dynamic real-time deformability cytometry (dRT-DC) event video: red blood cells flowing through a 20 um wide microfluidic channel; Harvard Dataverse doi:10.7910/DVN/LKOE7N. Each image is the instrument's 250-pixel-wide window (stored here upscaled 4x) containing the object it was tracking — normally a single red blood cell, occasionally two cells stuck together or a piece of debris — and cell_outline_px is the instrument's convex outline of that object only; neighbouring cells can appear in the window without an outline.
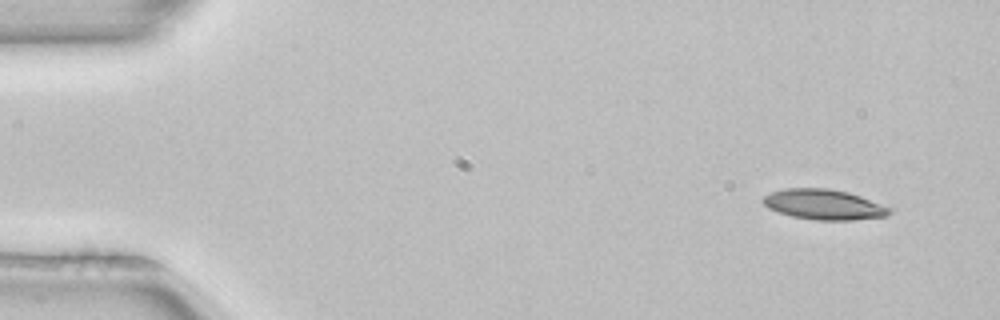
{"species": "common noctule bat (a hibernating species)", "species_latin": "Nyctalus noctula", "temperature_condition": "room temperature", "stored_images_in_passage": 3, "camera_frame_rate_fps": 3000, "um_per_image_px": 0.085, "animal": {"sex": "female", "body_mass_g": 22.7, "forearm_length_mm": 54.2}, "frame": {"image": 1, "passage_image": 1, "time_ms": 0.0, "image_size_px": [1000, 320], "cell_outline_px": [[892, 212], [888, 216], [852, 220], [816, 220], [792, 216], [768, 208], [760, 200], [764, 196], [772, 192], [784, 188], [828, 188], [848, 192], [860, 196], [892, 208]], "centroid_in_image_um": [70.04, 17.38], "position_along_channel_um": 15.0, "area_um2": 22.31}}